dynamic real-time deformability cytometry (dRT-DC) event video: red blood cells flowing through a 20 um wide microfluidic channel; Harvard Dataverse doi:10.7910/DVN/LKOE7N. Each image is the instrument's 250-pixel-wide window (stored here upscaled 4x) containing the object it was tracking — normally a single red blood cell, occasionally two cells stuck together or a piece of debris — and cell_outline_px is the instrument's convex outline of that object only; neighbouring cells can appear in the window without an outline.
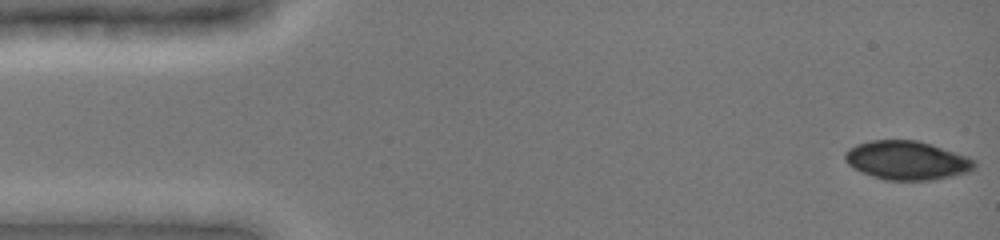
{"species": "common noctule bat (a hibernating species)", "species_latin": "Nyctalus noctula", "temperature_condition": "cold", "stored_images_in_passage": 69, "camera_frame_rate_fps": 3000, "um_per_image_px": 0.085, "animal": {"sex": "female", "body_mass_g": 19.0, "forearm_length_mm": 51.5}, "frame": {"image": 1, "passage_image": 1, "time_ms": 0.0, "image_size_px": [1000, 240], "cell_outline_px": [[976, 168], [972, 172], [936, 180], [884, 180], [860, 172], [848, 164], [844, 160], [844, 152], [848, 148], [856, 144], [868, 140], [916, 140], [932, 144], [968, 156], [976, 160]], "centroid_in_image_um": [77.11, 13.63], "position_along_channel_um": 7.9, "area_um2": 29.88}}
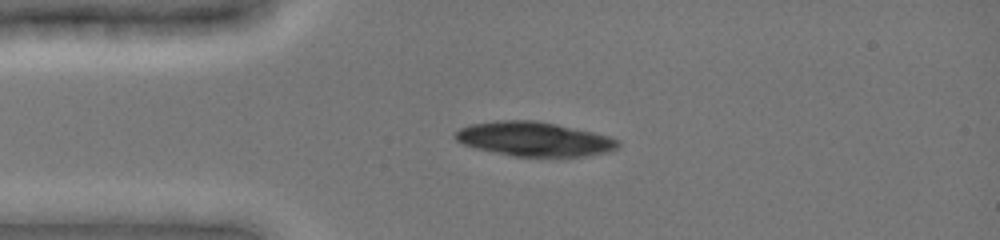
{"frame": {"image": 2, "passage_image": 15, "time_ms": 3.333, "image_size_px": [1000, 240], "cell_outline_px": [[620, 148], [612, 152], [588, 156], [512, 156], [476, 148], [464, 144], [456, 140], [452, 136], [460, 128], [468, 124], [500, 120], [536, 120], [556, 124], [592, 132], [608, 136], [620, 140]], "centroid_in_image_um": [45.44, 11.82], "position_along_channel_um": 39.6, "area_um2": 32.71}}